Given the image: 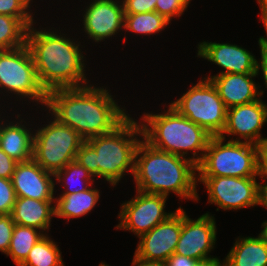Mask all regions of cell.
<instances>
[{
    "label": "cell",
    "mask_w": 267,
    "mask_h": 266,
    "mask_svg": "<svg viewBox=\"0 0 267 266\" xmlns=\"http://www.w3.org/2000/svg\"><path fill=\"white\" fill-rule=\"evenodd\" d=\"M112 96L106 88L91 85L59 88L48 92L46 108L86 141L112 132L129 116Z\"/></svg>",
    "instance_id": "cell-1"
},
{
    "label": "cell",
    "mask_w": 267,
    "mask_h": 266,
    "mask_svg": "<svg viewBox=\"0 0 267 266\" xmlns=\"http://www.w3.org/2000/svg\"><path fill=\"white\" fill-rule=\"evenodd\" d=\"M46 30H36L32 25L26 37L41 86L47 93L59 88L88 86L89 81L84 73L85 57L79 42L76 44L58 30Z\"/></svg>",
    "instance_id": "cell-2"
},
{
    "label": "cell",
    "mask_w": 267,
    "mask_h": 266,
    "mask_svg": "<svg viewBox=\"0 0 267 266\" xmlns=\"http://www.w3.org/2000/svg\"><path fill=\"white\" fill-rule=\"evenodd\" d=\"M197 165L184 158L159 150L143 138L138 144L133 178L136 190L157 195L175 193L178 197L198 201Z\"/></svg>",
    "instance_id": "cell-3"
},
{
    "label": "cell",
    "mask_w": 267,
    "mask_h": 266,
    "mask_svg": "<svg viewBox=\"0 0 267 266\" xmlns=\"http://www.w3.org/2000/svg\"><path fill=\"white\" fill-rule=\"evenodd\" d=\"M143 137L141 125L129 115L112 132L86 140L77 151L75 160L92 176L104 178L111 186L125 172L134 173L135 154Z\"/></svg>",
    "instance_id": "cell-4"
},
{
    "label": "cell",
    "mask_w": 267,
    "mask_h": 266,
    "mask_svg": "<svg viewBox=\"0 0 267 266\" xmlns=\"http://www.w3.org/2000/svg\"><path fill=\"white\" fill-rule=\"evenodd\" d=\"M142 120L143 139L152 147L184 158L190 150L193 151L190 160L196 165L201 162L212 136L203 127L180 115L170 105L162 114L145 113Z\"/></svg>",
    "instance_id": "cell-5"
},
{
    "label": "cell",
    "mask_w": 267,
    "mask_h": 266,
    "mask_svg": "<svg viewBox=\"0 0 267 266\" xmlns=\"http://www.w3.org/2000/svg\"><path fill=\"white\" fill-rule=\"evenodd\" d=\"M211 136L201 162L197 165V177H257L261 146Z\"/></svg>",
    "instance_id": "cell-6"
},
{
    "label": "cell",
    "mask_w": 267,
    "mask_h": 266,
    "mask_svg": "<svg viewBox=\"0 0 267 266\" xmlns=\"http://www.w3.org/2000/svg\"><path fill=\"white\" fill-rule=\"evenodd\" d=\"M169 105L212 136H219L224 130L227 107L209 79H201Z\"/></svg>",
    "instance_id": "cell-7"
},
{
    "label": "cell",
    "mask_w": 267,
    "mask_h": 266,
    "mask_svg": "<svg viewBox=\"0 0 267 266\" xmlns=\"http://www.w3.org/2000/svg\"><path fill=\"white\" fill-rule=\"evenodd\" d=\"M52 118L34 133L33 159L44 170L55 174L75 160L85 140L74 129Z\"/></svg>",
    "instance_id": "cell-8"
},
{
    "label": "cell",
    "mask_w": 267,
    "mask_h": 266,
    "mask_svg": "<svg viewBox=\"0 0 267 266\" xmlns=\"http://www.w3.org/2000/svg\"><path fill=\"white\" fill-rule=\"evenodd\" d=\"M0 89L33 102L47 104L48 93L41 86L27 45L0 50ZM10 91V92H9Z\"/></svg>",
    "instance_id": "cell-9"
},
{
    "label": "cell",
    "mask_w": 267,
    "mask_h": 266,
    "mask_svg": "<svg viewBox=\"0 0 267 266\" xmlns=\"http://www.w3.org/2000/svg\"><path fill=\"white\" fill-rule=\"evenodd\" d=\"M136 191L134 198L121 205L116 229L131 231L139 237L167 220L174 211L165 212L167 196Z\"/></svg>",
    "instance_id": "cell-10"
},
{
    "label": "cell",
    "mask_w": 267,
    "mask_h": 266,
    "mask_svg": "<svg viewBox=\"0 0 267 266\" xmlns=\"http://www.w3.org/2000/svg\"><path fill=\"white\" fill-rule=\"evenodd\" d=\"M257 177H197L208 192V202L223 210H239L257 205Z\"/></svg>",
    "instance_id": "cell-11"
},
{
    "label": "cell",
    "mask_w": 267,
    "mask_h": 266,
    "mask_svg": "<svg viewBox=\"0 0 267 266\" xmlns=\"http://www.w3.org/2000/svg\"><path fill=\"white\" fill-rule=\"evenodd\" d=\"M181 226L182 208L180 206L167 220L138 237L139 243L134 258L166 262L175 252L181 235Z\"/></svg>",
    "instance_id": "cell-12"
},
{
    "label": "cell",
    "mask_w": 267,
    "mask_h": 266,
    "mask_svg": "<svg viewBox=\"0 0 267 266\" xmlns=\"http://www.w3.org/2000/svg\"><path fill=\"white\" fill-rule=\"evenodd\" d=\"M216 233V221L209 212L193 220L182 209L181 235L174 253L196 260L210 258L209 253L217 240Z\"/></svg>",
    "instance_id": "cell-13"
},
{
    "label": "cell",
    "mask_w": 267,
    "mask_h": 266,
    "mask_svg": "<svg viewBox=\"0 0 267 266\" xmlns=\"http://www.w3.org/2000/svg\"><path fill=\"white\" fill-rule=\"evenodd\" d=\"M265 123H267V103L262 102L260 97L254 102L227 109L226 124L219 136L225 138V134L238 135L239 139L233 141L244 139L245 142L262 146L267 142V137L263 138L260 134Z\"/></svg>",
    "instance_id": "cell-14"
},
{
    "label": "cell",
    "mask_w": 267,
    "mask_h": 266,
    "mask_svg": "<svg viewBox=\"0 0 267 266\" xmlns=\"http://www.w3.org/2000/svg\"><path fill=\"white\" fill-rule=\"evenodd\" d=\"M83 15V29L94 42L105 41L124 29L125 12L122 1L93 0Z\"/></svg>",
    "instance_id": "cell-15"
},
{
    "label": "cell",
    "mask_w": 267,
    "mask_h": 266,
    "mask_svg": "<svg viewBox=\"0 0 267 266\" xmlns=\"http://www.w3.org/2000/svg\"><path fill=\"white\" fill-rule=\"evenodd\" d=\"M55 176L44 170L33 158L18 162L11 177L16 197L55 200Z\"/></svg>",
    "instance_id": "cell-16"
},
{
    "label": "cell",
    "mask_w": 267,
    "mask_h": 266,
    "mask_svg": "<svg viewBox=\"0 0 267 266\" xmlns=\"http://www.w3.org/2000/svg\"><path fill=\"white\" fill-rule=\"evenodd\" d=\"M197 56L202 57L213 64H217L224 71L219 74H246L256 73L255 55L242 46L230 43L200 42Z\"/></svg>",
    "instance_id": "cell-17"
},
{
    "label": "cell",
    "mask_w": 267,
    "mask_h": 266,
    "mask_svg": "<svg viewBox=\"0 0 267 266\" xmlns=\"http://www.w3.org/2000/svg\"><path fill=\"white\" fill-rule=\"evenodd\" d=\"M256 73L246 74H220L204 77L209 79L216 87L219 97L223 100L227 109L248 104L258 100L264 91L258 90L260 85L253 81ZM260 86V87H259Z\"/></svg>",
    "instance_id": "cell-18"
},
{
    "label": "cell",
    "mask_w": 267,
    "mask_h": 266,
    "mask_svg": "<svg viewBox=\"0 0 267 266\" xmlns=\"http://www.w3.org/2000/svg\"><path fill=\"white\" fill-rule=\"evenodd\" d=\"M54 201L17 197L11 212L12 220L15 224L45 231L46 234L52 216L55 217Z\"/></svg>",
    "instance_id": "cell-19"
},
{
    "label": "cell",
    "mask_w": 267,
    "mask_h": 266,
    "mask_svg": "<svg viewBox=\"0 0 267 266\" xmlns=\"http://www.w3.org/2000/svg\"><path fill=\"white\" fill-rule=\"evenodd\" d=\"M1 121L0 148L16 162H25L33 158L34 133L21 121L9 123ZM21 122V123H20ZM6 123V124H5ZM23 124V125H22ZM31 131V132H30Z\"/></svg>",
    "instance_id": "cell-20"
},
{
    "label": "cell",
    "mask_w": 267,
    "mask_h": 266,
    "mask_svg": "<svg viewBox=\"0 0 267 266\" xmlns=\"http://www.w3.org/2000/svg\"><path fill=\"white\" fill-rule=\"evenodd\" d=\"M224 266H267V243L259 236L237 238Z\"/></svg>",
    "instance_id": "cell-21"
},
{
    "label": "cell",
    "mask_w": 267,
    "mask_h": 266,
    "mask_svg": "<svg viewBox=\"0 0 267 266\" xmlns=\"http://www.w3.org/2000/svg\"><path fill=\"white\" fill-rule=\"evenodd\" d=\"M99 193L98 189L91 186L82 192L60 194L54 201L55 216L69 221L71 218L87 215L100 199Z\"/></svg>",
    "instance_id": "cell-22"
},
{
    "label": "cell",
    "mask_w": 267,
    "mask_h": 266,
    "mask_svg": "<svg viewBox=\"0 0 267 266\" xmlns=\"http://www.w3.org/2000/svg\"><path fill=\"white\" fill-rule=\"evenodd\" d=\"M46 234L38 229L15 224L10 247L6 253L19 266L28 256L33 246Z\"/></svg>",
    "instance_id": "cell-23"
},
{
    "label": "cell",
    "mask_w": 267,
    "mask_h": 266,
    "mask_svg": "<svg viewBox=\"0 0 267 266\" xmlns=\"http://www.w3.org/2000/svg\"><path fill=\"white\" fill-rule=\"evenodd\" d=\"M19 266H65L58 245L43 236L30 250L27 258Z\"/></svg>",
    "instance_id": "cell-24"
},
{
    "label": "cell",
    "mask_w": 267,
    "mask_h": 266,
    "mask_svg": "<svg viewBox=\"0 0 267 266\" xmlns=\"http://www.w3.org/2000/svg\"><path fill=\"white\" fill-rule=\"evenodd\" d=\"M171 22L156 11L139 14H125V31L135 32L141 35H153L166 28Z\"/></svg>",
    "instance_id": "cell-25"
},
{
    "label": "cell",
    "mask_w": 267,
    "mask_h": 266,
    "mask_svg": "<svg viewBox=\"0 0 267 266\" xmlns=\"http://www.w3.org/2000/svg\"><path fill=\"white\" fill-rule=\"evenodd\" d=\"M54 176L56 178L55 181H57L58 183L63 184L64 181L65 185L67 184L66 186L63 185L66 190L62 194H72L85 191L93 184L91 181L94 182L92 174L87 171L82 165H80L76 160L69 162L63 169L58 170L54 174ZM77 182L82 183L84 186H80V184L78 185L80 187L75 186L78 184Z\"/></svg>",
    "instance_id": "cell-26"
},
{
    "label": "cell",
    "mask_w": 267,
    "mask_h": 266,
    "mask_svg": "<svg viewBox=\"0 0 267 266\" xmlns=\"http://www.w3.org/2000/svg\"><path fill=\"white\" fill-rule=\"evenodd\" d=\"M28 28L15 17L0 14V50L26 45Z\"/></svg>",
    "instance_id": "cell-27"
},
{
    "label": "cell",
    "mask_w": 267,
    "mask_h": 266,
    "mask_svg": "<svg viewBox=\"0 0 267 266\" xmlns=\"http://www.w3.org/2000/svg\"><path fill=\"white\" fill-rule=\"evenodd\" d=\"M30 0H0V14L18 18L27 28L34 25Z\"/></svg>",
    "instance_id": "cell-28"
},
{
    "label": "cell",
    "mask_w": 267,
    "mask_h": 266,
    "mask_svg": "<svg viewBox=\"0 0 267 266\" xmlns=\"http://www.w3.org/2000/svg\"><path fill=\"white\" fill-rule=\"evenodd\" d=\"M191 0H156L155 11L168 21L180 17L189 6Z\"/></svg>",
    "instance_id": "cell-29"
},
{
    "label": "cell",
    "mask_w": 267,
    "mask_h": 266,
    "mask_svg": "<svg viewBox=\"0 0 267 266\" xmlns=\"http://www.w3.org/2000/svg\"><path fill=\"white\" fill-rule=\"evenodd\" d=\"M16 198L11 179L0 177V215L11 214Z\"/></svg>",
    "instance_id": "cell-30"
},
{
    "label": "cell",
    "mask_w": 267,
    "mask_h": 266,
    "mask_svg": "<svg viewBox=\"0 0 267 266\" xmlns=\"http://www.w3.org/2000/svg\"><path fill=\"white\" fill-rule=\"evenodd\" d=\"M14 227L15 222L12 220L11 214L0 215V251L4 254L10 247Z\"/></svg>",
    "instance_id": "cell-31"
},
{
    "label": "cell",
    "mask_w": 267,
    "mask_h": 266,
    "mask_svg": "<svg viewBox=\"0 0 267 266\" xmlns=\"http://www.w3.org/2000/svg\"><path fill=\"white\" fill-rule=\"evenodd\" d=\"M125 14L154 12L156 0H122Z\"/></svg>",
    "instance_id": "cell-32"
},
{
    "label": "cell",
    "mask_w": 267,
    "mask_h": 266,
    "mask_svg": "<svg viewBox=\"0 0 267 266\" xmlns=\"http://www.w3.org/2000/svg\"><path fill=\"white\" fill-rule=\"evenodd\" d=\"M17 163L0 148V177L11 179Z\"/></svg>",
    "instance_id": "cell-33"
},
{
    "label": "cell",
    "mask_w": 267,
    "mask_h": 266,
    "mask_svg": "<svg viewBox=\"0 0 267 266\" xmlns=\"http://www.w3.org/2000/svg\"><path fill=\"white\" fill-rule=\"evenodd\" d=\"M198 260L173 253L167 260V266H194Z\"/></svg>",
    "instance_id": "cell-34"
},
{
    "label": "cell",
    "mask_w": 267,
    "mask_h": 266,
    "mask_svg": "<svg viewBox=\"0 0 267 266\" xmlns=\"http://www.w3.org/2000/svg\"><path fill=\"white\" fill-rule=\"evenodd\" d=\"M258 176L261 179H267V142L261 146L259 151Z\"/></svg>",
    "instance_id": "cell-35"
},
{
    "label": "cell",
    "mask_w": 267,
    "mask_h": 266,
    "mask_svg": "<svg viewBox=\"0 0 267 266\" xmlns=\"http://www.w3.org/2000/svg\"><path fill=\"white\" fill-rule=\"evenodd\" d=\"M260 55H261V60L256 62V74H260L259 70H261V74L263 75V79L265 81V86L267 88V53L263 52L260 49Z\"/></svg>",
    "instance_id": "cell-36"
},
{
    "label": "cell",
    "mask_w": 267,
    "mask_h": 266,
    "mask_svg": "<svg viewBox=\"0 0 267 266\" xmlns=\"http://www.w3.org/2000/svg\"><path fill=\"white\" fill-rule=\"evenodd\" d=\"M261 182L264 184L258 182L257 205L265 206L267 209V182Z\"/></svg>",
    "instance_id": "cell-37"
},
{
    "label": "cell",
    "mask_w": 267,
    "mask_h": 266,
    "mask_svg": "<svg viewBox=\"0 0 267 266\" xmlns=\"http://www.w3.org/2000/svg\"><path fill=\"white\" fill-rule=\"evenodd\" d=\"M132 266H167L166 262L133 258Z\"/></svg>",
    "instance_id": "cell-38"
},
{
    "label": "cell",
    "mask_w": 267,
    "mask_h": 266,
    "mask_svg": "<svg viewBox=\"0 0 267 266\" xmlns=\"http://www.w3.org/2000/svg\"><path fill=\"white\" fill-rule=\"evenodd\" d=\"M194 266H224V262L220 261L218 257H210L203 260H198Z\"/></svg>",
    "instance_id": "cell-39"
},
{
    "label": "cell",
    "mask_w": 267,
    "mask_h": 266,
    "mask_svg": "<svg viewBox=\"0 0 267 266\" xmlns=\"http://www.w3.org/2000/svg\"><path fill=\"white\" fill-rule=\"evenodd\" d=\"M262 22H263V25L265 27V30H266V35H267V15H263L261 16V19H260ZM258 43H259V48L263 51V52H266L267 53V37L264 38L263 36H261L258 40Z\"/></svg>",
    "instance_id": "cell-40"
},
{
    "label": "cell",
    "mask_w": 267,
    "mask_h": 266,
    "mask_svg": "<svg viewBox=\"0 0 267 266\" xmlns=\"http://www.w3.org/2000/svg\"><path fill=\"white\" fill-rule=\"evenodd\" d=\"M263 230L259 233V237L267 243V220L262 223Z\"/></svg>",
    "instance_id": "cell-41"
},
{
    "label": "cell",
    "mask_w": 267,
    "mask_h": 266,
    "mask_svg": "<svg viewBox=\"0 0 267 266\" xmlns=\"http://www.w3.org/2000/svg\"><path fill=\"white\" fill-rule=\"evenodd\" d=\"M261 10V16L267 15V0H257Z\"/></svg>",
    "instance_id": "cell-42"
},
{
    "label": "cell",
    "mask_w": 267,
    "mask_h": 266,
    "mask_svg": "<svg viewBox=\"0 0 267 266\" xmlns=\"http://www.w3.org/2000/svg\"><path fill=\"white\" fill-rule=\"evenodd\" d=\"M98 266H109V265L105 264L104 262H101V264H99Z\"/></svg>",
    "instance_id": "cell-43"
}]
</instances>
